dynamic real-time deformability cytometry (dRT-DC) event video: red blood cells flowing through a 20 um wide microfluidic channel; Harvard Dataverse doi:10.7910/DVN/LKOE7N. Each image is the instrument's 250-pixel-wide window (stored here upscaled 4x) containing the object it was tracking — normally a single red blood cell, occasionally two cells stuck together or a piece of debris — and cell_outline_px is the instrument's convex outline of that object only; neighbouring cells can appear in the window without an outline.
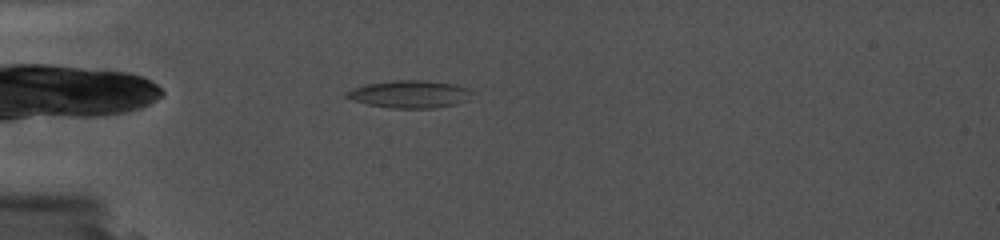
{"species": "common noctule bat (a hibernating species)", "species_latin": "Nyctalus noctula", "temperature_condition": "cold", "stored_images_in_passage": 33, "camera_frame_rate_fps": 5000, "um_per_image_px": 0.085, "animal": {"sex": "female", "body_mass_g": 19.0, "forearm_length_mm": 56.7}, "frame": {"image": 1, "passage_image": 3, "time_ms": 1.0, "image_size_px": [1000, 240], "cell_outline_px": [[472, 92], [468, 100], [456, 104], [432, 108], [388, 108], [368, 104], [352, 100], [344, 96], [344, 92], [352, 88], [368, 84], [396, 80], [424, 80], [452, 84], [468, 88]], "centroid_in_image_um": [34.79, 8.01], "position_along_channel_um": 50.2, "area_um2": 20.06}}
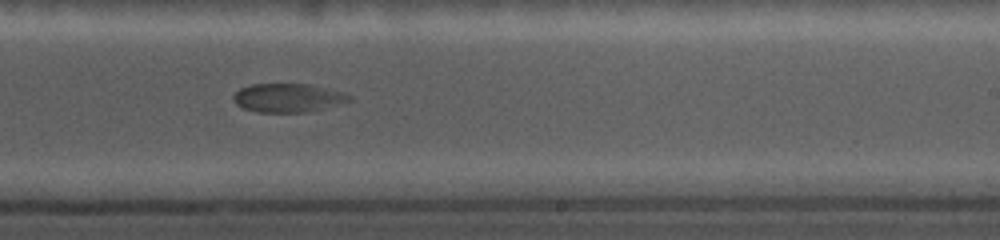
{"frame": {"image": 2, "passage_image": 19, "time_ms": 7.6, "image_size_px": [1000, 240], "cell_outline_px": [[352, 100], [308, 112], [256, 112], [244, 108], [236, 104], [232, 100], [232, 96], [240, 88], [252, 84], [312, 84], [348, 92], [352, 96]], "centroid_in_image_um": [24.51, 8.3], "position_along_channel_um": 264.5, "area_um2": 19.59}}
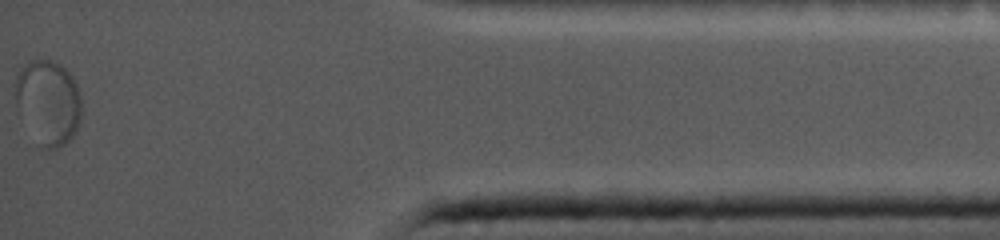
{"frame": {"image": 3, "passage_image": 33, "time_ms": 13.2, "image_size_px": [1000, 240], "cell_outline_px": [[80, 120], [76, 132], [64, 144], [56, 148], [44, 148], [16, 104], [16, 76], [20, 68], [32, 60], [48, 60], [60, 64], [72, 76], [76, 84], [80, 96]], "centroid_in_image_um": [4.13, 8.63], "position_along_channel_um": 431.1, "area_um2": 31.44}}